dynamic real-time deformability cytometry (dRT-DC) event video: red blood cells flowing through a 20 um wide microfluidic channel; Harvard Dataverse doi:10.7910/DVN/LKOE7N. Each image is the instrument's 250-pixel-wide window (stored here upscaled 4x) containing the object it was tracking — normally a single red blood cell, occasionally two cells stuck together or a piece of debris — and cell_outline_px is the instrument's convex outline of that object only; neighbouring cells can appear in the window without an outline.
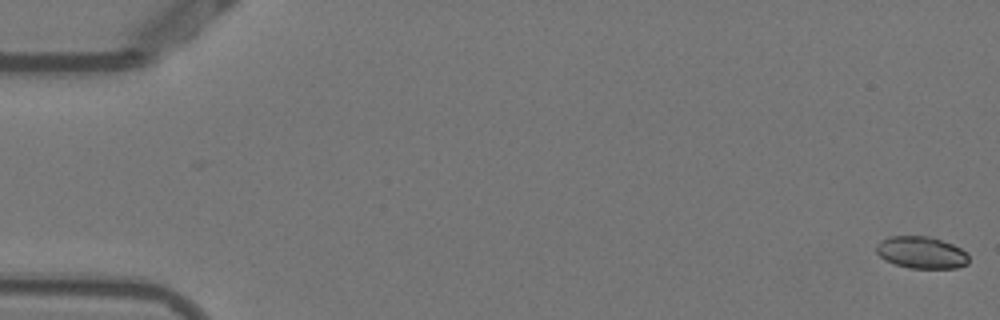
{"species": "Egyptian fruit bat (a non-hibernating species)", "species_latin": "Rousettus aegyptiacus", "temperature_condition": "warm", "stored_images_in_passage": 53, "camera_frame_rate_fps": 3000, "um_per_image_px": 0.085, "animal": {"sex": "female"}, "frame": {"image": 1, "passage_image": 1, "time_ms": 0.0, "image_size_px": [1000, 320], "cell_outline_px": [[968, 264], [956, 268], [908, 268], [884, 260], [876, 252], [876, 244], [880, 240], [888, 236], [932, 236], [952, 244], [968, 252]], "centroid_in_image_um": [78.31, 21.45], "position_along_channel_um": 6.7, "area_um2": 17.46}}
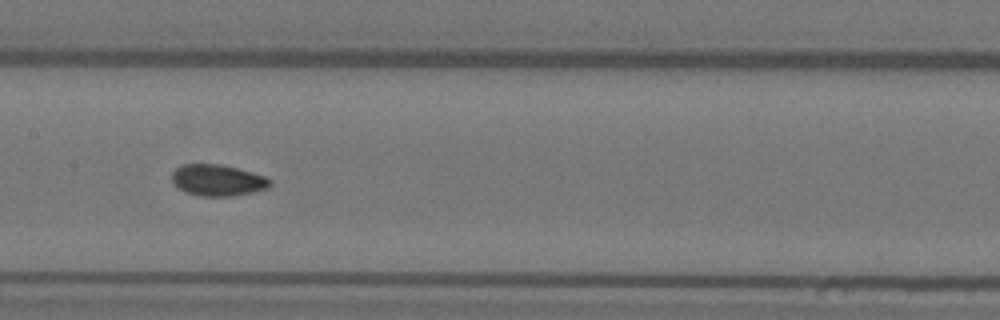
{"frame": {"image": 2, "passage_image": 27, "time_ms": 8.667, "image_size_px": [1000, 320], "cell_outline_px": [[272, 184], [268, 188], [236, 196], [200, 196], [184, 192], [176, 188], [172, 180], [172, 172], [180, 164], [220, 164], [268, 176], [272, 180]], "centroid_in_image_um": [18.5, 15.32], "position_along_channel_um": 188.9, "area_um2": 18.26}}
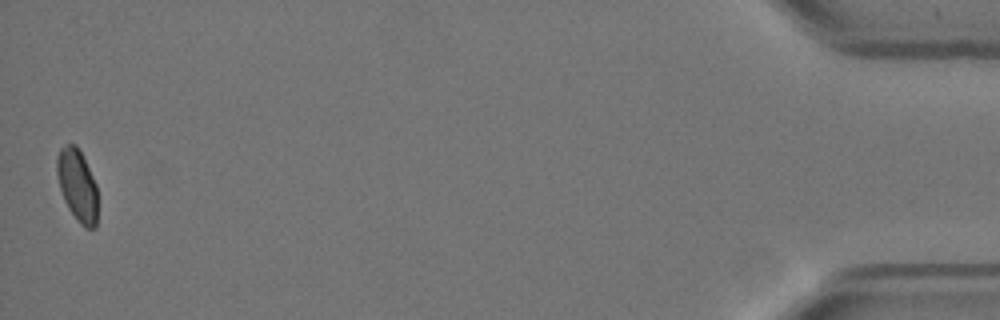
{"frame": {"image": 3, "passage_image": 53, "time_ms": 17.333, "image_size_px": [1000, 320], "cell_outline_px": [[96, 228], [84, 228], [80, 224], [68, 208], [64, 200], [60, 188], [56, 172], [56, 156], [60, 148], [68, 144], [76, 144], [80, 148], [96, 184]], "centroid_in_image_um": [6.55, 15.71], "position_along_channel_um": 428.6, "area_um2": 17.17}, "authors_computed_cell_mechanics": {"area_um2": 17.8024, "velocity_mm_per_s": 3.8359, "shape_relaxation_time_tau1_ms": 6.1107, "shape_relaxation_time_tau2_ms": 1.2415, "deformation_change_tau1": 0.1217, "deformation_change_tau2": 0.0509}}